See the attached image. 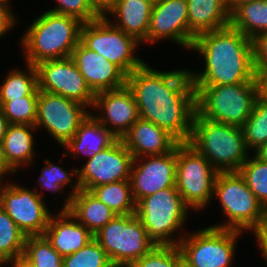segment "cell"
<instances>
[{
  "label": "cell",
  "mask_w": 267,
  "mask_h": 267,
  "mask_svg": "<svg viewBox=\"0 0 267 267\" xmlns=\"http://www.w3.org/2000/svg\"><path fill=\"white\" fill-rule=\"evenodd\" d=\"M139 118L166 130L179 143H188L196 112V91L190 71H155L144 63L127 76Z\"/></svg>",
  "instance_id": "obj_1"
},
{
  "label": "cell",
  "mask_w": 267,
  "mask_h": 267,
  "mask_svg": "<svg viewBox=\"0 0 267 267\" xmlns=\"http://www.w3.org/2000/svg\"><path fill=\"white\" fill-rule=\"evenodd\" d=\"M203 55V73L190 72L193 85L263 83L253 64L252 40L231 25L198 35L191 47Z\"/></svg>",
  "instance_id": "obj_2"
},
{
  "label": "cell",
  "mask_w": 267,
  "mask_h": 267,
  "mask_svg": "<svg viewBox=\"0 0 267 267\" xmlns=\"http://www.w3.org/2000/svg\"><path fill=\"white\" fill-rule=\"evenodd\" d=\"M82 25L77 18L52 11L40 15L22 39L27 64L36 66L46 60L71 57L80 41Z\"/></svg>",
  "instance_id": "obj_3"
},
{
  "label": "cell",
  "mask_w": 267,
  "mask_h": 267,
  "mask_svg": "<svg viewBox=\"0 0 267 267\" xmlns=\"http://www.w3.org/2000/svg\"><path fill=\"white\" fill-rule=\"evenodd\" d=\"M188 144L218 172H238L248 159L241 127L205 119L197 112Z\"/></svg>",
  "instance_id": "obj_4"
},
{
  "label": "cell",
  "mask_w": 267,
  "mask_h": 267,
  "mask_svg": "<svg viewBox=\"0 0 267 267\" xmlns=\"http://www.w3.org/2000/svg\"><path fill=\"white\" fill-rule=\"evenodd\" d=\"M193 86L196 112L201 117L239 127L250 116L255 100L263 92V83Z\"/></svg>",
  "instance_id": "obj_5"
},
{
  "label": "cell",
  "mask_w": 267,
  "mask_h": 267,
  "mask_svg": "<svg viewBox=\"0 0 267 267\" xmlns=\"http://www.w3.org/2000/svg\"><path fill=\"white\" fill-rule=\"evenodd\" d=\"M221 202L223 213L229 221L213 227L244 230H260L266 222V209L257 200L239 172H218L213 195Z\"/></svg>",
  "instance_id": "obj_6"
},
{
  "label": "cell",
  "mask_w": 267,
  "mask_h": 267,
  "mask_svg": "<svg viewBox=\"0 0 267 267\" xmlns=\"http://www.w3.org/2000/svg\"><path fill=\"white\" fill-rule=\"evenodd\" d=\"M187 208L177 188L170 187L142 198L136 216L157 245H178V238H170L185 223Z\"/></svg>",
  "instance_id": "obj_7"
},
{
  "label": "cell",
  "mask_w": 267,
  "mask_h": 267,
  "mask_svg": "<svg viewBox=\"0 0 267 267\" xmlns=\"http://www.w3.org/2000/svg\"><path fill=\"white\" fill-rule=\"evenodd\" d=\"M114 267L140 259L157 244L149 237L136 214L117 215L94 234Z\"/></svg>",
  "instance_id": "obj_8"
},
{
  "label": "cell",
  "mask_w": 267,
  "mask_h": 267,
  "mask_svg": "<svg viewBox=\"0 0 267 267\" xmlns=\"http://www.w3.org/2000/svg\"><path fill=\"white\" fill-rule=\"evenodd\" d=\"M80 41L117 65L127 76L145 63L134 55L139 41L114 26L107 15L83 23Z\"/></svg>",
  "instance_id": "obj_9"
},
{
  "label": "cell",
  "mask_w": 267,
  "mask_h": 267,
  "mask_svg": "<svg viewBox=\"0 0 267 267\" xmlns=\"http://www.w3.org/2000/svg\"><path fill=\"white\" fill-rule=\"evenodd\" d=\"M218 171L188 143L177 145L176 188L184 203L202 209L213 196Z\"/></svg>",
  "instance_id": "obj_10"
},
{
  "label": "cell",
  "mask_w": 267,
  "mask_h": 267,
  "mask_svg": "<svg viewBox=\"0 0 267 267\" xmlns=\"http://www.w3.org/2000/svg\"><path fill=\"white\" fill-rule=\"evenodd\" d=\"M240 232L211 226L187 239L181 236L178 247L191 267H229Z\"/></svg>",
  "instance_id": "obj_11"
},
{
  "label": "cell",
  "mask_w": 267,
  "mask_h": 267,
  "mask_svg": "<svg viewBox=\"0 0 267 267\" xmlns=\"http://www.w3.org/2000/svg\"><path fill=\"white\" fill-rule=\"evenodd\" d=\"M88 158L81 170H72L78 177L71 196L80 188L90 191L99 185L130 181L133 157L121 139H117L108 148Z\"/></svg>",
  "instance_id": "obj_12"
},
{
  "label": "cell",
  "mask_w": 267,
  "mask_h": 267,
  "mask_svg": "<svg viewBox=\"0 0 267 267\" xmlns=\"http://www.w3.org/2000/svg\"><path fill=\"white\" fill-rule=\"evenodd\" d=\"M86 106L64 96L39 90L35 127L44 126L64 146L89 116Z\"/></svg>",
  "instance_id": "obj_13"
},
{
  "label": "cell",
  "mask_w": 267,
  "mask_h": 267,
  "mask_svg": "<svg viewBox=\"0 0 267 267\" xmlns=\"http://www.w3.org/2000/svg\"><path fill=\"white\" fill-rule=\"evenodd\" d=\"M0 206L26 236L44 235L51 214L41 192L18 185H1ZM5 186V187H4Z\"/></svg>",
  "instance_id": "obj_14"
},
{
  "label": "cell",
  "mask_w": 267,
  "mask_h": 267,
  "mask_svg": "<svg viewBox=\"0 0 267 267\" xmlns=\"http://www.w3.org/2000/svg\"><path fill=\"white\" fill-rule=\"evenodd\" d=\"M36 68L39 90L93 107L95 94L71 57L46 60L36 65Z\"/></svg>",
  "instance_id": "obj_15"
},
{
  "label": "cell",
  "mask_w": 267,
  "mask_h": 267,
  "mask_svg": "<svg viewBox=\"0 0 267 267\" xmlns=\"http://www.w3.org/2000/svg\"><path fill=\"white\" fill-rule=\"evenodd\" d=\"M148 157L139 166L132 162L130 183L136 204L159 190L176 187L177 146L167 154Z\"/></svg>",
  "instance_id": "obj_16"
},
{
  "label": "cell",
  "mask_w": 267,
  "mask_h": 267,
  "mask_svg": "<svg viewBox=\"0 0 267 267\" xmlns=\"http://www.w3.org/2000/svg\"><path fill=\"white\" fill-rule=\"evenodd\" d=\"M71 58L94 94L126 86L127 75L81 41L73 49Z\"/></svg>",
  "instance_id": "obj_17"
},
{
  "label": "cell",
  "mask_w": 267,
  "mask_h": 267,
  "mask_svg": "<svg viewBox=\"0 0 267 267\" xmlns=\"http://www.w3.org/2000/svg\"><path fill=\"white\" fill-rule=\"evenodd\" d=\"M163 38L189 48L187 0H160L153 5L147 42Z\"/></svg>",
  "instance_id": "obj_18"
},
{
  "label": "cell",
  "mask_w": 267,
  "mask_h": 267,
  "mask_svg": "<svg viewBox=\"0 0 267 267\" xmlns=\"http://www.w3.org/2000/svg\"><path fill=\"white\" fill-rule=\"evenodd\" d=\"M94 107L105 110V116L97 117L94 115V117L111 131L117 139H122L130 127L139 119L134 95L127 85L119 89L95 94ZM108 124L114 128L106 127Z\"/></svg>",
  "instance_id": "obj_19"
},
{
  "label": "cell",
  "mask_w": 267,
  "mask_h": 267,
  "mask_svg": "<svg viewBox=\"0 0 267 267\" xmlns=\"http://www.w3.org/2000/svg\"><path fill=\"white\" fill-rule=\"evenodd\" d=\"M132 154L133 161L141 156L164 155L171 152L179 142L166 130L139 118L121 139Z\"/></svg>",
  "instance_id": "obj_20"
},
{
  "label": "cell",
  "mask_w": 267,
  "mask_h": 267,
  "mask_svg": "<svg viewBox=\"0 0 267 267\" xmlns=\"http://www.w3.org/2000/svg\"><path fill=\"white\" fill-rule=\"evenodd\" d=\"M57 215H51L44 236L62 257L77 252L94 238V235L76 221L69 211L61 210Z\"/></svg>",
  "instance_id": "obj_21"
},
{
  "label": "cell",
  "mask_w": 267,
  "mask_h": 267,
  "mask_svg": "<svg viewBox=\"0 0 267 267\" xmlns=\"http://www.w3.org/2000/svg\"><path fill=\"white\" fill-rule=\"evenodd\" d=\"M187 3L190 49L198 35L230 25V13L223 0H187Z\"/></svg>",
  "instance_id": "obj_22"
},
{
  "label": "cell",
  "mask_w": 267,
  "mask_h": 267,
  "mask_svg": "<svg viewBox=\"0 0 267 267\" xmlns=\"http://www.w3.org/2000/svg\"><path fill=\"white\" fill-rule=\"evenodd\" d=\"M62 211H69L93 235L117 216L92 192L81 188L72 196H68Z\"/></svg>",
  "instance_id": "obj_23"
},
{
  "label": "cell",
  "mask_w": 267,
  "mask_h": 267,
  "mask_svg": "<svg viewBox=\"0 0 267 267\" xmlns=\"http://www.w3.org/2000/svg\"><path fill=\"white\" fill-rule=\"evenodd\" d=\"M153 5L146 0H114L112 8L107 12L115 15L117 28L136 38L139 42H147V34Z\"/></svg>",
  "instance_id": "obj_24"
},
{
  "label": "cell",
  "mask_w": 267,
  "mask_h": 267,
  "mask_svg": "<svg viewBox=\"0 0 267 267\" xmlns=\"http://www.w3.org/2000/svg\"><path fill=\"white\" fill-rule=\"evenodd\" d=\"M117 138L105 128L91 113L80 124L75 135L63 146L74 155L93 156L111 146Z\"/></svg>",
  "instance_id": "obj_25"
},
{
  "label": "cell",
  "mask_w": 267,
  "mask_h": 267,
  "mask_svg": "<svg viewBox=\"0 0 267 267\" xmlns=\"http://www.w3.org/2000/svg\"><path fill=\"white\" fill-rule=\"evenodd\" d=\"M33 125L9 124L2 144L8 164L15 170L21 164H31L33 160ZM31 131V132H30Z\"/></svg>",
  "instance_id": "obj_26"
},
{
  "label": "cell",
  "mask_w": 267,
  "mask_h": 267,
  "mask_svg": "<svg viewBox=\"0 0 267 267\" xmlns=\"http://www.w3.org/2000/svg\"><path fill=\"white\" fill-rule=\"evenodd\" d=\"M230 25L249 39L267 32V0H252L230 14Z\"/></svg>",
  "instance_id": "obj_27"
},
{
  "label": "cell",
  "mask_w": 267,
  "mask_h": 267,
  "mask_svg": "<svg viewBox=\"0 0 267 267\" xmlns=\"http://www.w3.org/2000/svg\"><path fill=\"white\" fill-rule=\"evenodd\" d=\"M92 192L116 215L136 214V202L132 195L130 181H116L93 187Z\"/></svg>",
  "instance_id": "obj_28"
},
{
  "label": "cell",
  "mask_w": 267,
  "mask_h": 267,
  "mask_svg": "<svg viewBox=\"0 0 267 267\" xmlns=\"http://www.w3.org/2000/svg\"><path fill=\"white\" fill-rule=\"evenodd\" d=\"M28 73L13 70L0 88V101H13L22 97H38V72L36 66L27 64Z\"/></svg>",
  "instance_id": "obj_29"
},
{
  "label": "cell",
  "mask_w": 267,
  "mask_h": 267,
  "mask_svg": "<svg viewBox=\"0 0 267 267\" xmlns=\"http://www.w3.org/2000/svg\"><path fill=\"white\" fill-rule=\"evenodd\" d=\"M26 237L0 206V266L22 258Z\"/></svg>",
  "instance_id": "obj_30"
},
{
  "label": "cell",
  "mask_w": 267,
  "mask_h": 267,
  "mask_svg": "<svg viewBox=\"0 0 267 267\" xmlns=\"http://www.w3.org/2000/svg\"><path fill=\"white\" fill-rule=\"evenodd\" d=\"M21 260L30 267H63V257L44 235L26 237Z\"/></svg>",
  "instance_id": "obj_31"
},
{
  "label": "cell",
  "mask_w": 267,
  "mask_h": 267,
  "mask_svg": "<svg viewBox=\"0 0 267 267\" xmlns=\"http://www.w3.org/2000/svg\"><path fill=\"white\" fill-rule=\"evenodd\" d=\"M247 149H258L267 142V96L262 92L252 112L241 126Z\"/></svg>",
  "instance_id": "obj_32"
},
{
  "label": "cell",
  "mask_w": 267,
  "mask_h": 267,
  "mask_svg": "<svg viewBox=\"0 0 267 267\" xmlns=\"http://www.w3.org/2000/svg\"><path fill=\"white\" fill-rule=\"evenodd\" d=\"M247 186L256 196L257 200L267 208V162L258 158L247 159L239 169Z\"/></svg>",
  "instance_id": "obj_33"
},
{
  "label": "cell",
  "mask_w": 267,
  "mask_h": 267,
  "mask_svg": "<svg viewBox=\"0 0 267 267\" xmlns=\"http://www.w3.org/2000/svg\"><path fill=\"white\" fill-rule=\"evenodd\" d=\"M63 267H114L105 250L93 238L77 252L63 257Z\"/></svg>",
  "instance_id": "obj_34"
},
{
  "label": "cell",
  "mask_w": 267,
  "mask_h": 267,
  "mask_svg": "<svg viewBox=\"0 0 267 267\" xmlns=\"http://www.w3.org/2000/svg\"><path fill=\"white\" fill-rule=\"evenodd\" d=\"M38 97H22L0 101V107L9 124L33 125L37 117Z\"/></svg>",
  "instance_id": "obj_35"
},
{
  "label": "cell",
  "mask_w": 267,
  "mask_h": 267,
  "mask_svg": "<svg viewBox=\"0 0 267 267\" xmlns=\"http://www.w3.org/2000/svg\"><path fill=\"white\" fill-rule=\"evenodd\" d=\"M181 259L178 245H156L149 253L124 267H176Z\"/></svg>",
  "instance_id": "obj_36"
},
{
  "label": "cell",
  "mask_w": 267,
  "mask_h": 267,
  "mask_svg": "<svg viewBox=\"0 0 267 267\" xmlns=\"http://www.w3.org/2000/svg\"><path fill=\"white\" fill-rule=\"evenodd\" d=\"M58 5L49 11L77 18L82 23L92 22L100 15L90 6L87 0H56Z\"/></svg>",
  "instance_id": "obj_37"
},
{
  "label": "cell",
  "mask_w": 267,
  "mask_h": 267,
  "mask_svg": "<svg viewBox=\"0 0 267 267\" xmlns=\"http://www.w3.org/2000/svg\"><path fill=\"white\" fill-rule=\"evenodd\" d=\"M50 159L45 160V166L41 171L39 177V185L46 190L58 192L66 184L71 183L70 178L73 173H68L67 170H64L62 167L53 165L49 162Z\"/></svg>",
  "instance_id": "obj_38"
},
{
  "label": "cell",
  "mask_w": 267,
  "mask_h": 267,
  "mask_svg": "<svg viewBox=\"0 0 267 267\" xmlns=\"http://www.w3.org/2000/svg\"><path fill=\"white\" fill-rule=\"evenodd\" d=\"M253 64L257 75L267 77V32L261 33L252 39Z\"/></svg>",
  "instance_id": "obj_39"
},
{
  "label": "cell",
  "mask_w": 267,
  "mask_h": 267,
  "mask_svg": "<svg viewBox=\"0 0 267 267\" xmlns=\"http://www.w3.org/2000/svg\"><path fill=\"white\" fill-rule=\"evenodd\" d=\"M8 4L0 2V37L4 35L7 30L14 26L16 20L15 16L10 12Z\"/></svg>",
  "instance_id": "obj_40"
},
{
  "label": "cell",
  "mask_w": 267,
  "mask_h": 267,
  "mask_svg": "<svg viewBox=\"0 0 267 267\" xmlns=\"http://www.w3.org/2000/svg\"><path fill=\"white\" fill-rule=\"evenodd\" d=\"M87 2L100 16H105L112 8L114 0H87Z\"/></svg>",
  "instance_id": "obj_41"
},
{
  "label": "cell",
  "mask_w": 267,
  "mask_h": 267,
  "mask_svg": "<svg viewBox=\"0 0 267 267\" xmlns=\"http://www.w3.org/2000/svg\"><path fill=\"white\" fill-rule=\"evenodd\" d=\"M255 234V237L257 238L258 244L262 250V254L264 256V259L267 262V230L260 229L253 231Z\"/></svg>",
  "instance_id": "obj_42"
},
{
  "label": "cell",
  "mask_w": 267,
  "mask_h": 267,
  "mask_svg": "<svg viewBox=\"0 0 267 267\" xmlns=\"http://www.w3.org/2000/svg\"><path fill=\"white\" fill-rule=\"evenodd\" d=\"M7 172H16L9 164L5 156V152L3 149V144L0 142V181L3 179V174H6Z\"/></svg>",
  "instance_id": "obj_43"
},
{
  "label": "cell",
  "mask_w": 267,
  "mask_h": 267,
  "mask_svg": "<svg viewBox=\"0 0 267 267\" xmlns=\"http://www.w3.org/2000/svg\"><path fill=\"white\" fill-rule=\"evenodd\" d=\"M8 125H9L8 120L4 116V113L0 107V142H2L3 137L6 134Z\"/></svg>",
  "instance_id": "obj_44"
},
{
  "label": "cell",
  "mask_w": 267,
  "mask_h": 267,
  "mask_svg": "<svg viewBox=\"0 0 267 267\" xmlns=\"http://www.w3.org/2000/svg\"><path fill=\"white\" fill-rule=\"evenodd\" d=\"M255 157L263 162H267V142L255 150Z\"/></svg>",
  "instance_id": "obj_45"
},
{
  "label": "cell",
  "mask_w": 267,
  "mask_h": 267,
  "mask_svg": "<svg viewBox=\"0 0 267 267\" xmlns=\"http://www.w3.org/2000/svg\"><path fill=\"white\" fill-rule=\"evenodd\" d=\"M251 1L252 0H230V2L227 4L228 11L231 14L239 5Z\"/></svg>",
  "instance_id": "obj_46"
},
{
  "label": "cell",
  "mask_w": 267,
  "mask_h": 267,
  "mask_svg": "<svg viewBox=\"0 0 267 267\" xmlns=\"http://www.w3.org/2000/svg\"><path fill=\"white\" fill-rule=\"evenodd\" d=\"M11 263H13L14 267H30L29 265H27L23 260L19 259V260H14V261H10Z\"/></svg>",
  "instance_id": "obj_47"
},
{
  "label": "cell",
  "mask_w": 267,
  "mask_h": 267,
  "mask_svg": "<svg viewBox=\"0 0 267 267\" xmlns=\"http://www.w3.org/2000/svg\"><path fill=\"white\" fill-rule=\"evenodd\" d=\"M176 267H191L183 258L177 263Z\"/></svg>",
  "instance_id": "obj_48"
},
{
  "label": "cell",
  "mask_w": 267,
  "mask_h": 267,
  "mask_svg": "<svg viewBox=\"0 0 267 267\" xmlns=\"http://www.w3.org/2000/svg\"><path fill=\"white\" fill-rule=\"evenodd\" d=\"M263 93L267 96V77L263 78Z\"/></svg>",
  "instance_id": "obj_49"
},
{
  "label": "cell",
  "mask_w": 267,
  "mask_h": 267,
  "mask_svg": "<svg viewBox=\"0 0 267 267\" xmlns=\"http://www.w3.org/2000/svg\"><path fill=\"white\" fill-rule=\"evenodd\" d=\"M150 2L152 5L157 4L160 0H146Z\"/></svg>",
  "instance_id": "obj_50"
},
{
  "label": "cell",
  "mask_w": 267,
  "mask_h": 267,
  "mask_svg": "<svg viewBox=\"0 0 267 267\" xmlns=\"http://www.w3.org/2000/svg\"><path fill=\"white\" fill-rule=\"evenodd\" d=\"M263 229L267 230V208H266V222H265V225H264Z\"/></svg>",
  "instance_id": "obj_51"
},
{
  "label": "cell",
  "mask_w": 267,
  "mask_h": 267,
  "mask_svg": "<svg viewBox=\"0 0 267 267\" xmlns=\"http://www.w3.org/2000/svg\"><path fill=\"white\" fill-rule=\"evenodd\" d=\"M0 2L7 4L8 0H0Z\"/></svg>",
  "instance_id": "obj_52"
},
{
  "label": "cell",
  "mask_w": 267,
  "mask_h": 267,
  "mask_svg": "<svg viewBox=\"0 0 267 267\" xmlns=\"http://www.w3.org/2000/svg\"><path fill=\"white\" fill-rule=\"evenodd\" d=\"M226 4H228L230 2V0H223Z\"/></svg>",
  "instance_id": "obj_53"
}]
</instances>
